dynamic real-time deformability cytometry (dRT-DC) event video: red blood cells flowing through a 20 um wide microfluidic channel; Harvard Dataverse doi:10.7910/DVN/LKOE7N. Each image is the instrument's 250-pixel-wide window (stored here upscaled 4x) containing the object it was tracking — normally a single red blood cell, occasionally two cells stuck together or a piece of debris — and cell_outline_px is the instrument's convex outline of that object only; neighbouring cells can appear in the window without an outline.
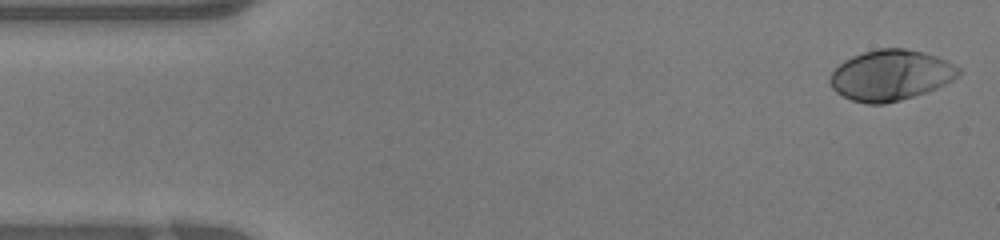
{"species": "human", "species_latin": "Homo sapiens", "temperature_condition": "warm", "stored_images_in_passage": 39, "camera_frame_rate_fps": 3000, "um_per_image_px": 0.085, "donor": {"sex": "female"}, "frame": {"image": 1, "passage_image": 1, "time_ms": 0.0, "image_size_px": [1000, 240], "cell_outline_px": [[960, 76], [928, 92], [900, 100], [884, 104], [864, 104], [852, 100], [836, 92], [832, 88], [828, 80], [832, 72], [844, 60], [852, 56], [864, 52], [880, 48], [904, 48], [924, 52], [936, 56], [960, 68]], "centroid_in_image_um": [75.7, 6.4], "position_along_channel_um": 9.3, "area_um2": 37.92}}
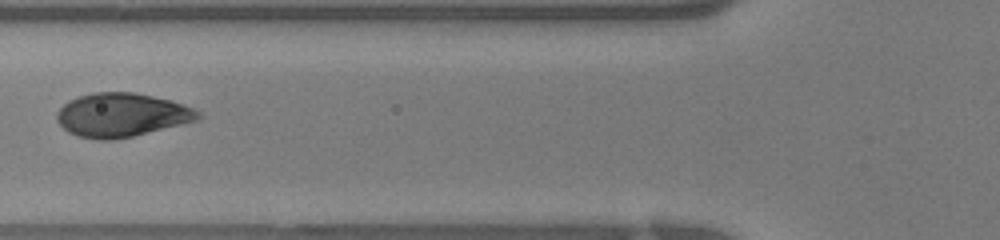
{"frame": {"image": 2, "passage_image": 14, "time_ms": 4.333, "image_size_px": [1000, 240], "cell_outline_px": [[200, 120], [116, 140], [96, 140], [76, 136], [68, 132], [56, 120], [56, 112], [68, 100], [92, 92], [132, 92], [152, 96], [184, 104], [200, 112]], "centroid_in_image_um": [10.32, 9.78], "position_along_channel_um": 115.5, "area_um2": 36.13}}
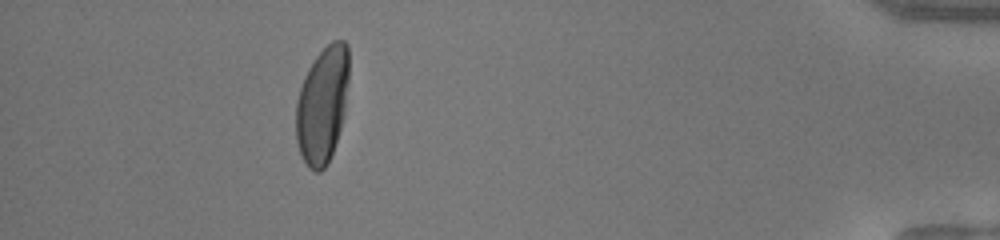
{"frame": {"image": 3, "passage_image": 35, "time_ms": 11.333, "image_size_px": [1000, 240], "cell_outline_px": [[348, 80], [344, 116], [328, 164], [320, 172], [312, 172], [308, 168], [300, 152], [296, 140], [296, 100], [304, 76], [308, 68], [316, 56], [332, 40], [344, 40], [348, 44]], "centroid_in_image_um": [27.39, 8.91], "position_along_channel_um": 407.8, "area_um2": 36.07}}